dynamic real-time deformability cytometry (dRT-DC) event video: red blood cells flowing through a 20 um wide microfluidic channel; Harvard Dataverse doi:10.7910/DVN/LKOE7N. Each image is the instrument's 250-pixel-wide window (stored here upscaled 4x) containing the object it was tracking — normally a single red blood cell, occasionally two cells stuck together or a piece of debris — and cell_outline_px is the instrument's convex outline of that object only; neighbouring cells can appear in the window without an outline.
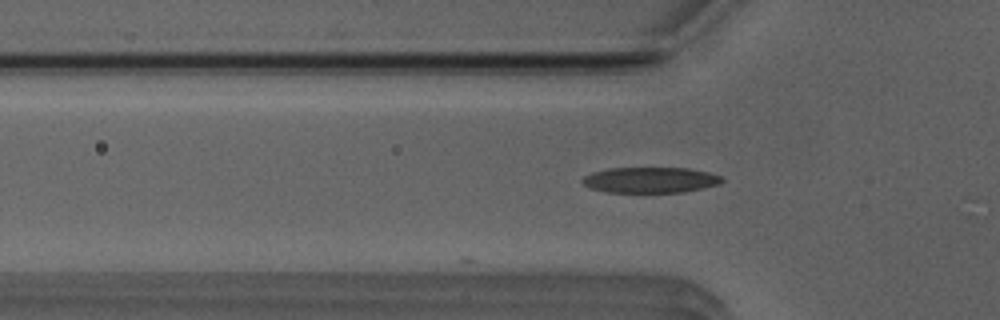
{"species": "Egyptian fruit bat (a non-hibernating species)", "species_latin": "Rousettus aegyptiacus", "temperature_condition": "room temperature", "stored_images_in_passage": 2, "camera_frame_rate_fps": 3000, "um_per_image_px": 0.085, "animal": {"sex": "male"}, "frame": {"image": 1, "passage_image": 2, "time_ms": 0.333, "image_size_px": [1000, 320], "cell_outline_px": [[724, 180], [720, 184], [684, 192], [604, 192], [592, 188], [584, 184], [580, 180], [584, 176], [592, 172], [608, 168], [688, 168], [708, 172], [720, 176]], "centroid_in_image_um": [55.26, 15.29], "position_along_channel_um": 70.5, "area_um2": 20.87}}